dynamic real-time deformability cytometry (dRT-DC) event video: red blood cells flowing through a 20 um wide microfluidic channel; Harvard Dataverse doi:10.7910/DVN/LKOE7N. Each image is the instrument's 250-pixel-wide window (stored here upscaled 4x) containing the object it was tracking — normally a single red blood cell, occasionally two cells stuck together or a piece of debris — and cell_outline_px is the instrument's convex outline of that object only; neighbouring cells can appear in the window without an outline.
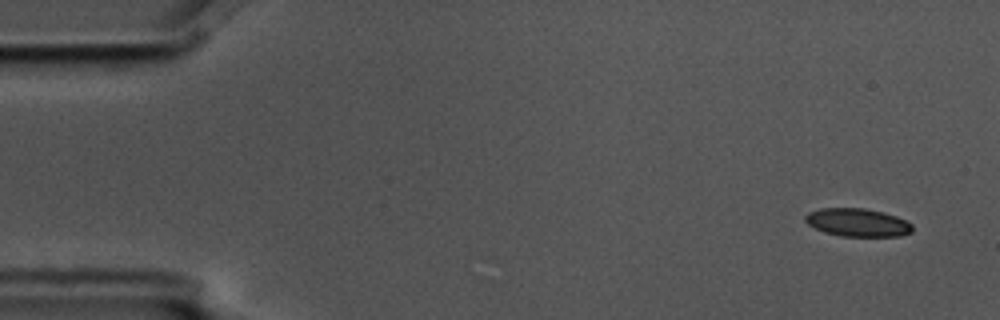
{"species": "common noctule bat (a hibernating species)", "species_latin": "Nyctalus noctula", "temperature_condition": "cold", "stored_images_in_passage": 5, "camera_frame_rate_fps": 3000, "um_per_image_px": 0.085, "animal": {"sex": "male", "body_mass_g": 17.5, "forearm_length_mm": 52.3}, "frame": {"image": 1, "passage_image": 1, "time_ms": 0.0, "image_size_px": [1000, 320], "cell_outline_px": [[912, 232], [900, 236], [840, 236], [824, 232], [808, 224], [804, 220], [804, 216], [808, 212], [820, 208], [864, 208], [884, 212], [896, 216], [912, 224]], "centroid_in_image_um": [72.87, 18.91], "position_along_channel_um": 12.1, "area_um2": 17.57}}
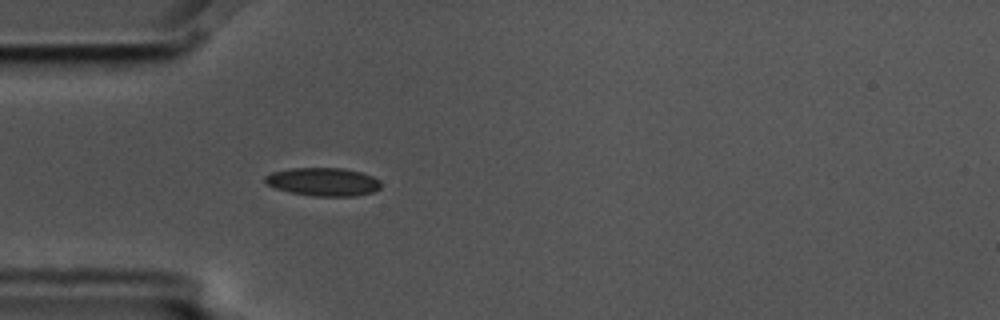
{"frame": {"image": 2, "passage_image": 5, "time_ms": 1.333, "image_size_px": [1000, 320], "cell_outline_px": [[380, 188], [372, 192], [356, 196], [312, 196], [292, 192], [276, 188], [268, 184], [264, 180], [264, 176], [272, 172], [292, 168], [344, 168], [360, 172], [372, 176], [380, 180]], "centroid_in_image_um": [27.48, 15.45], "position_along_channel_um": 57.5, "area_um2": 18.96}}